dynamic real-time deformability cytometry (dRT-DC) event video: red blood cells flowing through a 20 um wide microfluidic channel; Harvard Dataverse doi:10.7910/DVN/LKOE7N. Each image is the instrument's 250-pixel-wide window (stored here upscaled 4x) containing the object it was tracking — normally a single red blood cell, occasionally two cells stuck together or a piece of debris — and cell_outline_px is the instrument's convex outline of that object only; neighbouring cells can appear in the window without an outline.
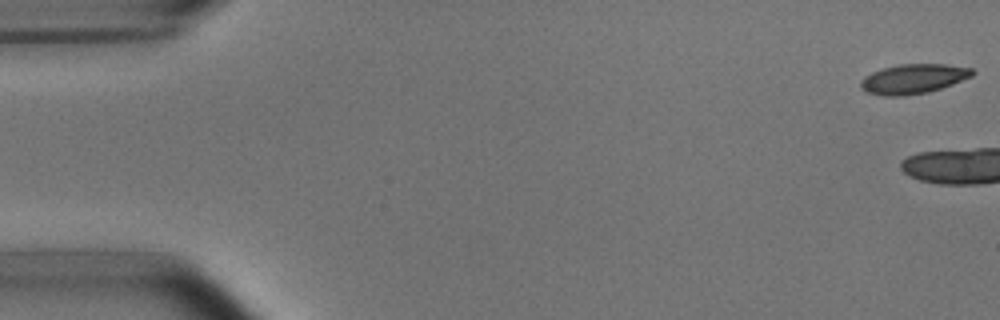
{"species": "common noctule bat (a hibernating species)", "species_latin": "Nyctalus noctula", "temperature_condition": "room temperature", "stored_images_in_passage": 5, "camera_frame_rate_fps": 3000, "um_per_image_px": 0.085, "animal": {"sex": "male", "body_mass_g": 15.6}, "frame": {"image": 1, "passage_image": 1, "time_ms": 0.0, "image_size_px": [1000, 320], "cell_outline_px": [[976, 72], [972, 76], [952, 84], [928, 92], [904, 96], [884, 96], [868, 92], [860, 88], [860, 80], [864, 76], [872, 72], [884, 68], [900, 64], [944, 64], [972, 68]], "centroid_in_image_um": [77.62, 6.7], "position_along_channel_um": 7.4, "area_um2": 19.25}}